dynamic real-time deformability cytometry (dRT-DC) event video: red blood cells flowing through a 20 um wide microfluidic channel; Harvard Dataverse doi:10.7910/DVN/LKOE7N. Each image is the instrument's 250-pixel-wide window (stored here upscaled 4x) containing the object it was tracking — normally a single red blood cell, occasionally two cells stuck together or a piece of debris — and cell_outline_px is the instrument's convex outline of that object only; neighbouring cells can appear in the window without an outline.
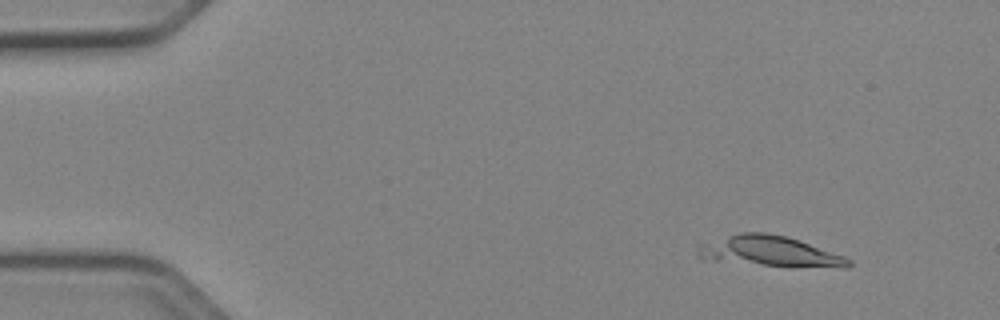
{"species": "Egyptian fruit bat (a non-hibernating species)", "species_latin": "Rousettus aegyptiacus", "temperature_condition": "cold", "stored_images_in_passage": 10, "camera_frame_rate_fps": 3000, "um_per_image_px": 0.085, "animal": {"sex": "female"}, "frame": {"image": 1, "passage_image": 3, "time_ms": 0.667, "image_size_px": [1000, 320], "cell_outline_px": [[852, 264], [848, 268], [788, 268], [704, 260], [696, 256], [696, 244], [740, 232], [768, 232], [800, 240], [844, 256], [852, 260]], "centroid_in_image_um": [65.41, 21.4], "position_along_channel_um": 19.6, "area_um2": 28.09}}